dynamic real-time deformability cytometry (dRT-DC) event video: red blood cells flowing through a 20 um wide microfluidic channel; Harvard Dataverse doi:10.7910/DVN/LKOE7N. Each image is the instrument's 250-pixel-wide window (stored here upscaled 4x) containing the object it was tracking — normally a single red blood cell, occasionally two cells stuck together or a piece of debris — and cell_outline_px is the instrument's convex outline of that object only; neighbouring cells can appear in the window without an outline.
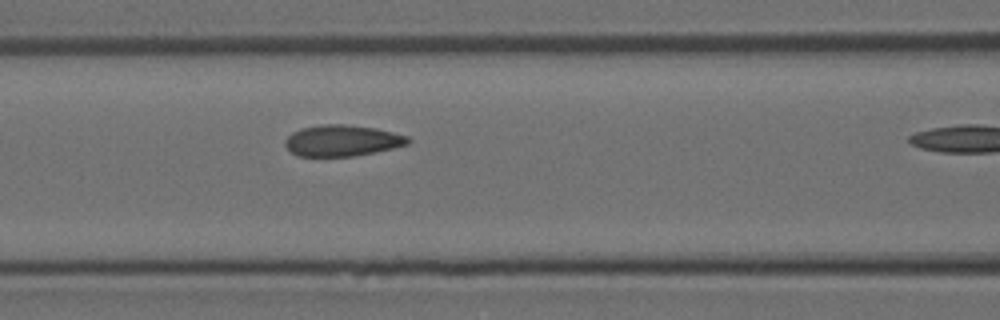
{"species": "Egyptian fruit bat (a non-hibernating species)", "species_latin": "Rousettus aegyptiacus", "temperature_condition": "room temperature", "stored_images_in_passage": 5, "camera_frame_rate_fps": 3000, "um_per_image_px": 0.085, "animal": {"sex": "female"}, "frame": {"image": 1, "passage_image": 3, "time_ms": 0.667, "image_size_px": [1000, 320], "cell_outline_px": [[412, 140], [408, 144], [392, 148], [352, 156], [296, 156], [284, 144], [284, 140], [292, 132], [300, 128], [324, 124], [344, 124], [376, 128], [408, 136]], "centroid_in_image_um": [29.06, 11.94], "position_along_channel_um": 137.5, "area_um2": 22.25}}
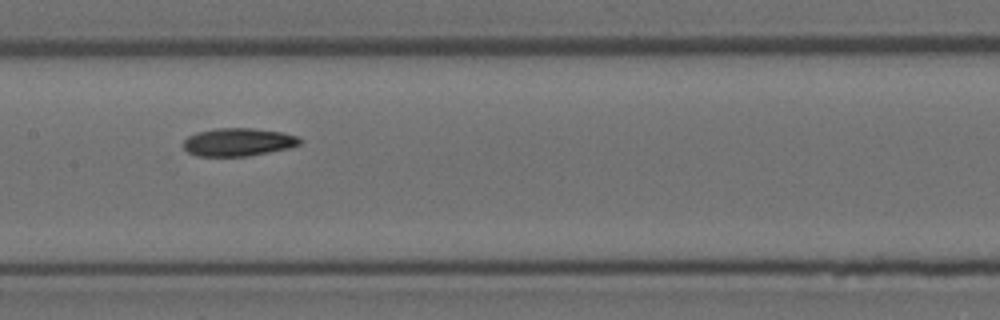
{"frame": {"image": 2, "passage_image": 5, "time_ms": 1.333, "image_size_px": [1000, 320], "cell_outline_px": [[304, 140], [300, 144], [288, 148], [248, 156], [196, 156], [188, 152], [184, 148], [184, 140], [188, 136], [196, 132], [216, 128], [252, 128], [284, 132], [300, 136]], "centroid_in_image_um": [20.28, 12.07], "position_along_channel_um": 187.1, "area_um2": 19.19}}